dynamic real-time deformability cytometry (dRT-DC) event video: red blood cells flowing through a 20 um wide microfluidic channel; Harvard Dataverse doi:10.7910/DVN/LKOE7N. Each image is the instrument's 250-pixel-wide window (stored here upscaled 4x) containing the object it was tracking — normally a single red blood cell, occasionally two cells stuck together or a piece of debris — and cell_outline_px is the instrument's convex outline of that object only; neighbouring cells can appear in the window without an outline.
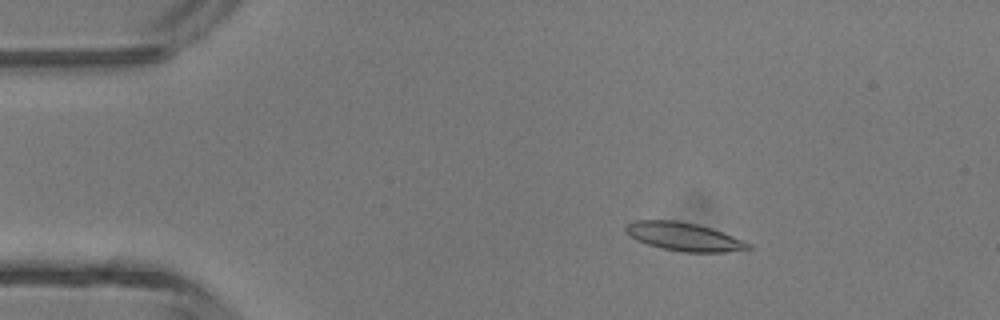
{"species": "common noctule bat (a hibernating species)", "species_latin": "Nyctalus noctula", "temperature_condition": "room temperature", "stored_images_in_passage": 5, "camera_frame_rate_fps": 3000, "um_per_image_px": 0.085, "animal": {"sex": "male", "body_mass_g": 13.3}, "frame": {"image": 1, "passage_image": 2, "time_ms": 0.333, "image_size_px": [1000, 320], "cell_outline_px": [[752, 248], [724, 252], [684, 252], [660, 248], [636, 240], [624, 228], [628, 224], [636, 220], [676, 220], [696, 224], [712, 228], [752, 244]], "centroid_in_image_um": [58.14, 20.12], "position_along_channel_um": 26.9, "area_um2": 20.0}}
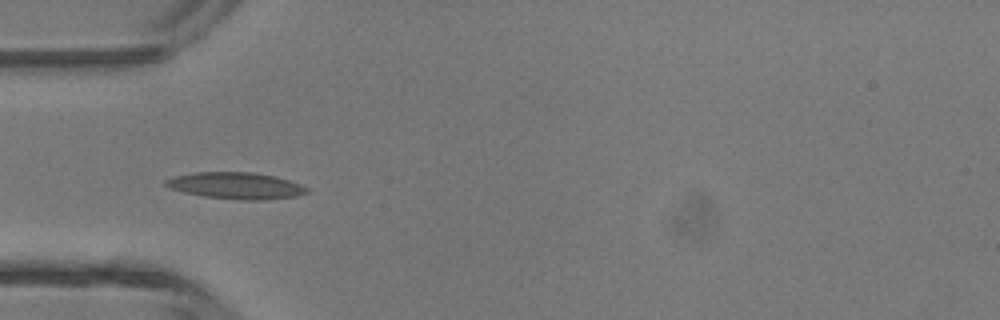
{"frame": {"image": 2, "passage_image": 4, "time_ms": 1.0, "image_size_px": [1000, 320], "cell_outline_px": [[308, 192], [296, 196], [264, 200], [240, 200], [204, 196], [184, 192], [168, 188], [164, 184], [164, 180], [172, 176], [196, 172], [252, 172], [276, 176], [300, 184], [308, 188]], "centroid_in_image_um": [20.02, 15.77], "position_along_channel_um": 65.0, "area_um2": 21.96}}
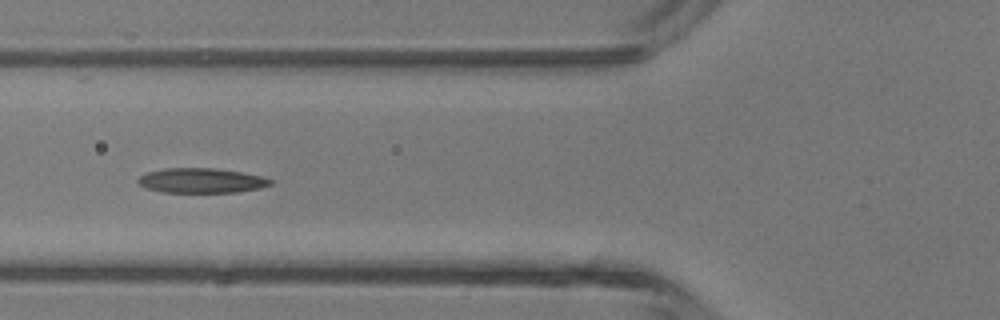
{"frame": {"image": 3, "passage_image": 5, "time_ms": 1.333, "image_size_px": [1000, 320], "cell_outline_px": [[272, 184], [260, 188], [236, 192], [164, 192], [148, 188], [140, 184], [136, 180], [140, 176], [148, 172], [164, 168], [216, 168], [240, 172], [260, 176], [272, 180]], "centroid_in_image_um": [17.11, 15.34], "position_along_channel_um": 108.7, "area_um2": 18.9}}